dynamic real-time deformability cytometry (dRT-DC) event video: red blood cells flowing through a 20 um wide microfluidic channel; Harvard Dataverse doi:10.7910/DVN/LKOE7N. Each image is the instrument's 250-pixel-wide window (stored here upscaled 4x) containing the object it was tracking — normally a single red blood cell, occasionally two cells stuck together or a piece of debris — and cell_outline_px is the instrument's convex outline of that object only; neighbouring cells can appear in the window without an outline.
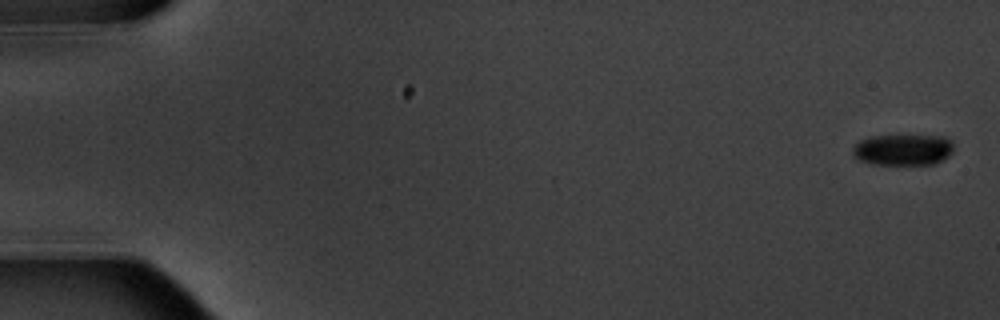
{"species": "common noctule bat (a hibernating species)", "species_latin": "Nyctalus noctula", "temperature_condition": "warm", "stored_images_in_passage": 6, "camera_frame_rate_fps": 3000, "um_per_image_px": 0.085, "animal": {"sex": "male", "body_mass_g": 20.1, "forearm_length_mm": 53.5}, "frame": {"image": 1, "passage_image": 1, "time_ms": 0.0, "image_size_px": [1000, 320], "cell_outline_px": [[952, 152], [948, 156], [932, 164], [872, 164], [860, 160], [852, 152], [852, 148], [860, 140], [872, 136], [900, 132], [944, 136], [952, 140]], "centroid_in_image_um": [76.77, 12.65], "position_along_channel_um": 8.2, "area_um2": 19.13}}
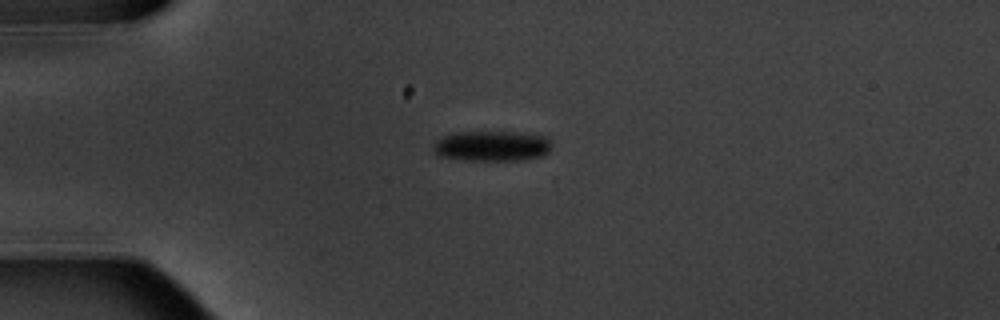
{"frame": {"image": 2, "passage_image": 5, "time_ms": 4.667, "image_size_px": [1000, 320], "cell_outline_px": [[548, 152], [544, 156], [520, 160], [468, 160], [440, 156], [432, 148], [432, 144], [436, 140], [452, 132], [512, 132], [548, 136]], "centroid_in_image_um": [41.78, 12.4], "position_along_channel_um": 43.2, "area_um2": 20.81}}